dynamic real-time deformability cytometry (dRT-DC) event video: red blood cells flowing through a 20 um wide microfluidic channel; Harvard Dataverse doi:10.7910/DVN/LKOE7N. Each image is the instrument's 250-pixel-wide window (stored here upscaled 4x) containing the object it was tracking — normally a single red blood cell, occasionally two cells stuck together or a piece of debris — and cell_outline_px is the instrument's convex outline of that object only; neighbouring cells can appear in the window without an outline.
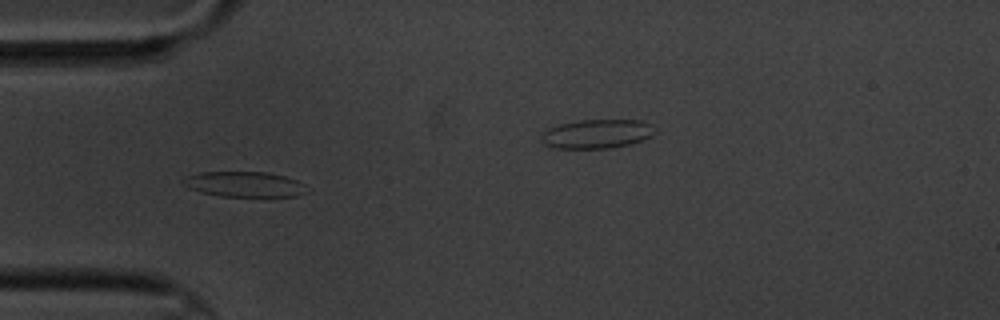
{"species": "common noctule bat (a hibernating species)", "species_latin": "Nyctalus noctula", "temperature_condition": "cold", "stored_images_in_passage": 9, "camera_frame_rate_fps": 3000, "um_per_image_px": 0.085, "animal": {"sex": "male", "body_mass_g": 20.1, "forearm_length_mm": 53.5}, "frame": {"image": 1, "passage_image": 2, "time_ms": 1.0, "image_size_px": [1000, 320], "cell_outline_px": [[304, 192], [296, 196], [220, 196], [200, 192], [188, 188], [180, 180], [188, 176], [200, 172], [268, 172], [284, 176], [296, 180]], "centroid_in_image_um": [20.65, 15.65], "position_along_channel_um": 64.3, "area_um2": 17.8}}
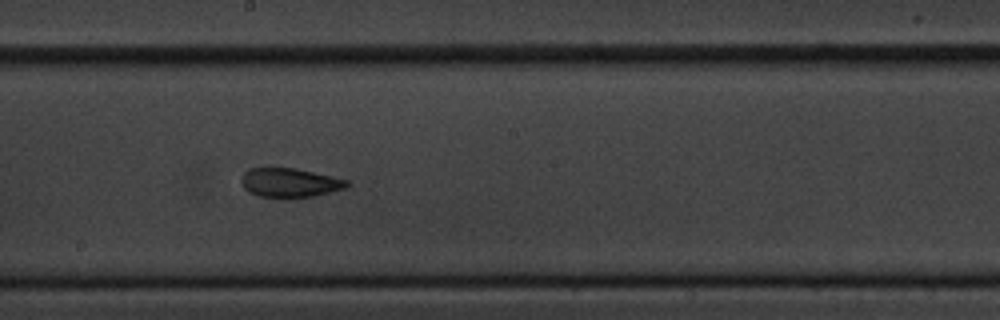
{"frame": {"image": 2, "passage_image": 6, "time_ms": 5.667, "image_size_px": [1000, 320], "cell_outline_px": [[348, 184], [344, 188], [312, 196], [284, 200], [260, 196], [248, 192], [240, 184], [240, 176], [248, 168], [296, 168], [332, 176], [348, 180]], "centroid_in_image_um": [24.54, 15.55], "position_along_channel_um": 223.7, "area_um2": 18.32}}
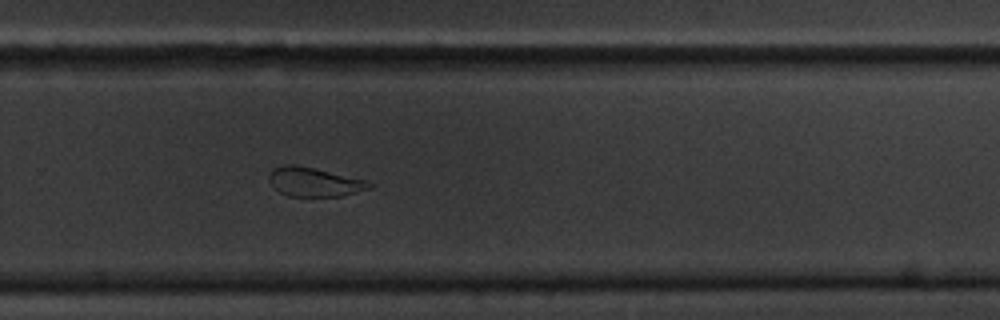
{"frame": {"image": 3, "passage_image": 8, "time_ms": 8.0, "image_size_px": [1000, 320], "cell_outline_px": [[372, 188], [340, 196], [288, 196], [272, 188], [268, 180], [268, 176], [272, 168], [284, 164], [296, 164], [368, 180], [372, 184]], "centroid_in_image_um": [26.67, 15.45], "position_along_channel_um": 303.1, "area_um2": 17.22}}